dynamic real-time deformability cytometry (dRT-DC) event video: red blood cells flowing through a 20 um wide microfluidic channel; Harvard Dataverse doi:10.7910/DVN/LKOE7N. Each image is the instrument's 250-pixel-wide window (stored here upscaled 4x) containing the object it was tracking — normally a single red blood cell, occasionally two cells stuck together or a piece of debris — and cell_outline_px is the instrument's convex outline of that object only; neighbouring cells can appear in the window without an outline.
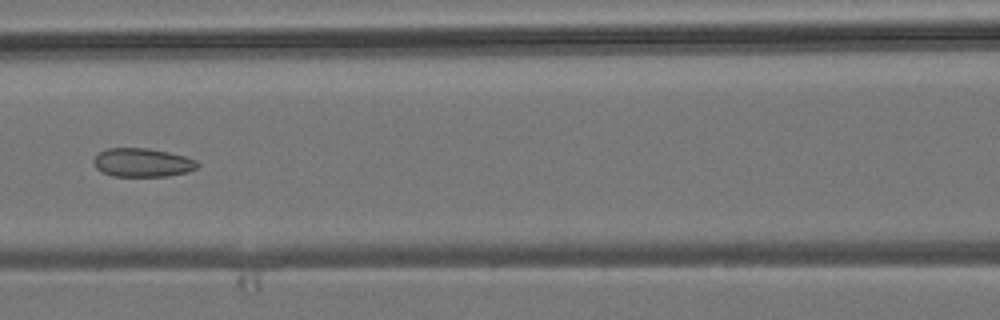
{"species": "common noctule bat (a hibernating species)", "species_latin": "Nyctalus noctula", "temperature_condition": "room temperature", "stored_images_in_passage": 7, "camera_frame_rate_fps": 3000, "um_per_image_px": 0.085, "animal": {"sex": "male", "body_mass_g": 19.2, "forearm_length_mm": 51.8}, "frame": {"image": 1, "passage_image": 6, "time_ms": 6.667, "image_size_px": [1000, 320], "cell_outline_px": [[200, 164], [196, 168], [188, 172], [168, 176], [112, 176], [96, 168], [92, 160], [100, 152], [108, 148], [148, 148], [168, 152], [184, 156], [196, 160]], "centroid_in_image_um": [12.12, 13.82], "position_along_channel_um": 154.5, "area_um2": 17.28}}
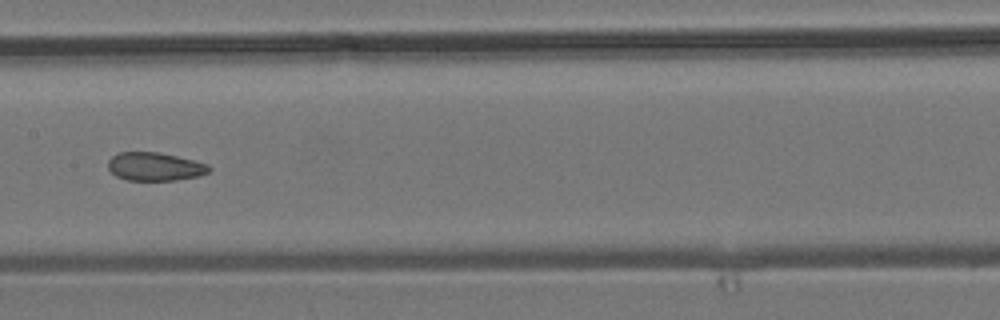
{"frame": {"image": 2, "passage_image": 7, "time_ms": 7.667, "image_size_px": [1000, 320], "cell_outline_px": [[212, 168], [208, 172], [200, 176], [176, 180], [128, 180], [116, 176], [108, 168], [108, 160], [112, 156], [120, 152], [160, 152], [208, 164]], "centroid_in_image_um": [13.17, 14.16], "position_along_channel_um": 194.2, "area_um2": 16.65}}